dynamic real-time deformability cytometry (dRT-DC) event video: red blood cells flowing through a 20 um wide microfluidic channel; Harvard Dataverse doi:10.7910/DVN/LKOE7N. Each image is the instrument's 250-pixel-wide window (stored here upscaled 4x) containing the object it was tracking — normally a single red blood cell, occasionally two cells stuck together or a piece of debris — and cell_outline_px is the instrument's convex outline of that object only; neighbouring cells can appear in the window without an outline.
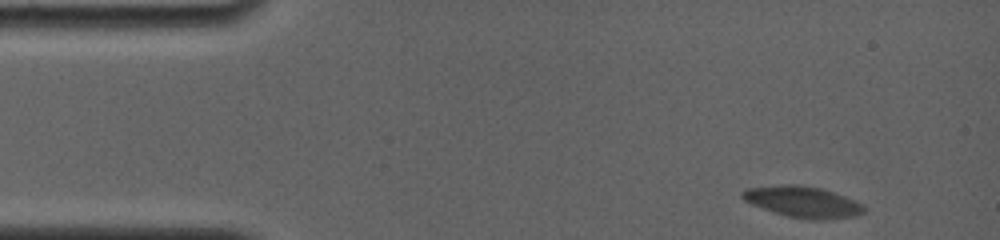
{"species": "common noctule bat (a hibernating species)", "species_latin": "Nyctalus noctula", "temperature_condition": "room temperature", "stored_images_in_passage": 5, "camera_frame_rate_fps": 4000, "um_per_image_px": 0.085, "animal": {"sex": "female", "body_mass_g": 19.0, "forearm_length_mm": 56.7}, "frame": {"image": 1, "passage_image": 1, "time_ms": 0.0, "image_size_px": [1000, 240], "cell_outline_px": [[864, 212], [856, 216], [824, 220], [812, 220], [788, 216], [752, 204], [744, 200], [740, 196], [740, 192], [744, 188], [784, 184], [796, 184], [820, 188], [856, 200], [864, 204]], "centroid_in_image_um": [68.24, 17.15], "position_along_channel_um": 16.8, "area_um2": 22.08}}
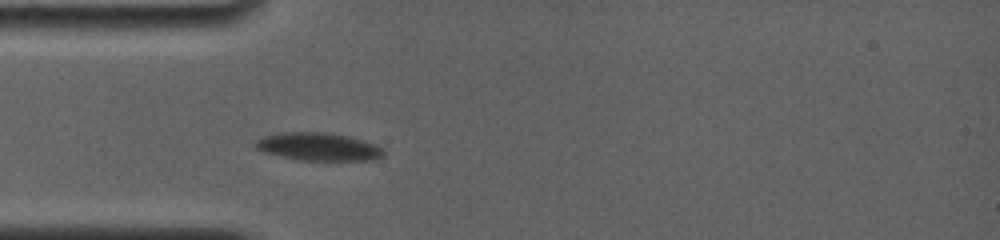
{"frame": {"image": 2, "passage_image": 5, "time_ms": 3.75, "image_size_px": [1000, 240], "cell_outline_px": [[384, 156], [372, 160], [296, 160], [264, 152], [256, 148], [252, 144], [256, 140], [264, 136], [284, 132], [328, 132], [348, 136], [376, 144], [384, 152]], "centroid_in_image_um": [27.04, 12.47], "position_along_channel_um": 58.0, "area_um2": 20.87}}